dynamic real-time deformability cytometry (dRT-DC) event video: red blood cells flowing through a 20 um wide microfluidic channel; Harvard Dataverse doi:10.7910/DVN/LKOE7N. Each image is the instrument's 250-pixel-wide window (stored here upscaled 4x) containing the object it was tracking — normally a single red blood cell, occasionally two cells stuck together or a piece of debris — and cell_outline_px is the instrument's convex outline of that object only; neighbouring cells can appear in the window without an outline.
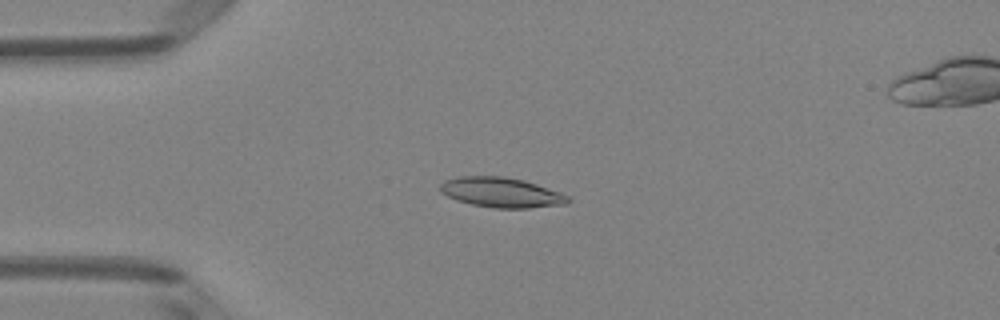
{"species": "Egyptian fruit bat (a non-hibernating species)", "species_latin": "Rousettus aegyptiacus", "temperature_condition": "room temperature", "stored_images_in_passage": 51, "camera_frame_rate_fps": 3000, "um_per_image_px": 0.085, "animal": {"sex": "female"}, "frame": {"image": 1, "passage_image": 13, "time_ms": 4.0, "image_size_px": [1000, 320], "cell_outline_px": [[572, 200], [568, 204], [528, 208], [492, 208], [472, 204], [456, 200], [440, 192], [440, 184], [444, 180], [460, 176], [504, 176], [524, 180], [560, 192], [568, 196]], "centroid_in_image_um": [42.62, 16.36], "position_along_channel_um": 42.4, "area_um2": 22.43}}
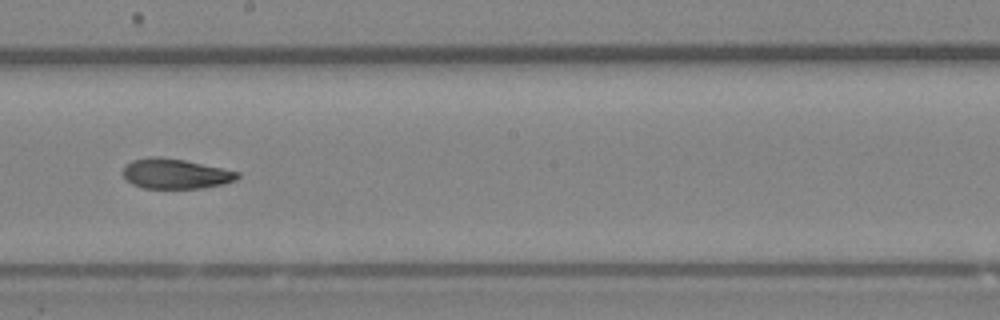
{"frame": {"image": 2, "passage_image": 29, "time_ms": 9.333, "image_size_px": [1000, 320], "cell_outline_px": [[240, 176], [236, 180], [224, 184], [204, 188], [144, 188], [132, 184], [124, 176], [124, 164], [132, 160], [148, 156], [160, 156], [184, 160], [240, 172]], "centroid_in_image_um": [14.92, 14.76], "position_along_channel_um": 233.3, "area_um2": 20.11}}
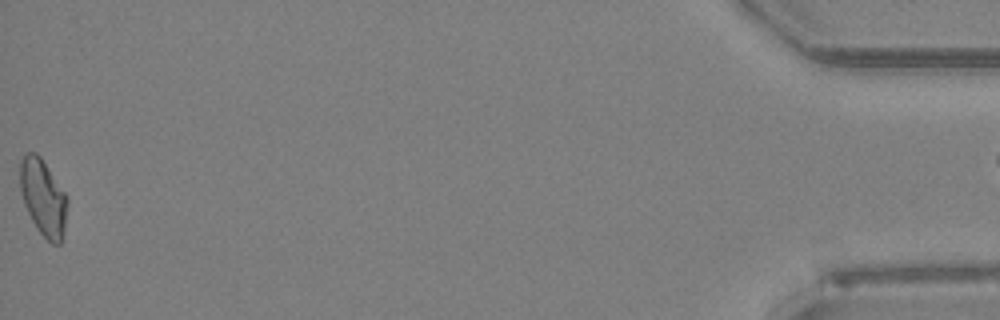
{"frame": {"image": 3, "passage_image": 51, "time_ms": 16.667, "image_size_px": [1000, 320], "cell_outline_px": [[68, 204], [64, 228], [60, 244], [52, 244], [36, 228], [24, 204], [20, 192], [20, 160], [24, 152], [36, 152], [40, 156], [68, 196]], "centroid_in_image_um": [3.66, 16.75], "position_along_channel_um": 431.5, "area_um2": 21.15}, "authors_computed_cell_mechanics": {"area_um2": 21.097, "velocity_mm_per_s": 4.0368, "shape_relaxation_time_tau1_ms": 6.0331, "shape_relaxation_time_tau2_ms": 2.8747, "deformation_change_tau1": 0.151, "deformation_change_tau2": 0.0798}}